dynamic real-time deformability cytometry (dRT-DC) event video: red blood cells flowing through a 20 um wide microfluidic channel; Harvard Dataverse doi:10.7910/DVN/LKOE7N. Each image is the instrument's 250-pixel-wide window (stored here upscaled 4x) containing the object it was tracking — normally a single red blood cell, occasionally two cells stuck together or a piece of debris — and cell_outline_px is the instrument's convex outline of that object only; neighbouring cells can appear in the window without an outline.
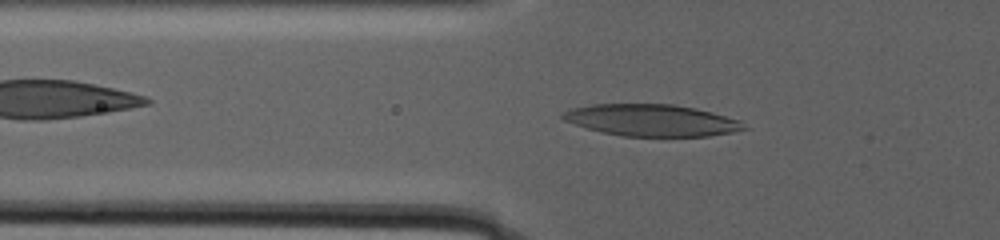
{"species": "human", "species_latin": "Homo sapiens", "temperature_condition": "warm", "stored_images_in_passage": 80, "camera_frame_rate_fps": 3000, "um_per_image_px": 0.085, "donor": {"sex": "male"}, "frame": {"image": 1, "passage_image": 20, "time_ms": 6.333, "image_size_px": [1000, 240], "cell_outline_px": [[748, 128], [732, 132], [708, 136], [620, 136], [600, 132], [564, 120], [560, 116], [560, 112], [572, 108], [592, 104], [672, 104], [696, 108], [712, 112], [740, 120]], "centroid_in_image_um": [55.37, 10.22], "position_along_channel_um": 70.4, "area_um2": 33.58}}
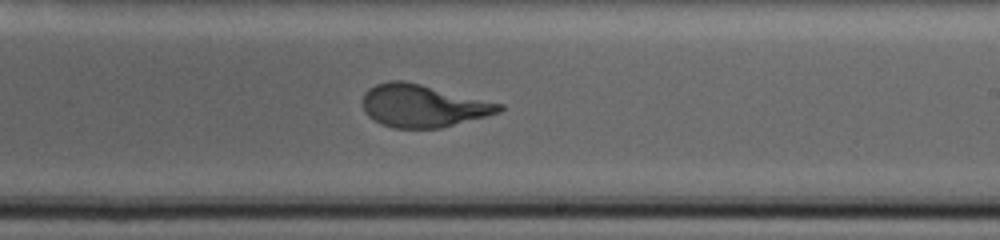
{"frame": {"image": 2, "passage_image": 46, "time_ms": 15.0, "image_size_px": [1000, 240], "cell_outline_px": [[504, 108], [500, 112], [440, 128], [392, 128], [380, 124], [368, 116], [364, 112], [364, 92], [368, 88], [376, 84], [388, 80], [404, 80], [504, 104]], "centroid_in_image_um": [35.93, 8.99], "position_along_channel_um": 253.1, "area_um2": 33.81}}
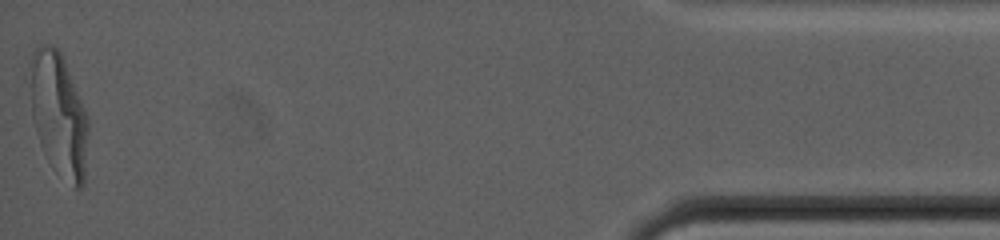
{"frame": {"image": 3, "passage_image": 80, "time_ms": 26.333, "image_size_px": [1000, 240], "cell_outline_px": [[88, 132], [84, 184], [80, 188], [72, 188], [32, 116], [28, 64], [32, 52], [36, 48], [44, 44], [52, 44], [60, 52], [64, 60], [88, 116]], "centroid_in_image_um": [5.03, 9.5], "position_along_channel_um": 430.2, "area_um2": 39.36}, "authors_computed_cell_mechanics": {"area_um2": 34.3043, "velocity_mm_per_s": 2.1902, "shape_relaxation_time_tau1_ms": 7.7827, "shape_relaxation_time_tau2_ms": null, "deformation_change_tau1": 0.2575, "deformation_change_tau2": null}}